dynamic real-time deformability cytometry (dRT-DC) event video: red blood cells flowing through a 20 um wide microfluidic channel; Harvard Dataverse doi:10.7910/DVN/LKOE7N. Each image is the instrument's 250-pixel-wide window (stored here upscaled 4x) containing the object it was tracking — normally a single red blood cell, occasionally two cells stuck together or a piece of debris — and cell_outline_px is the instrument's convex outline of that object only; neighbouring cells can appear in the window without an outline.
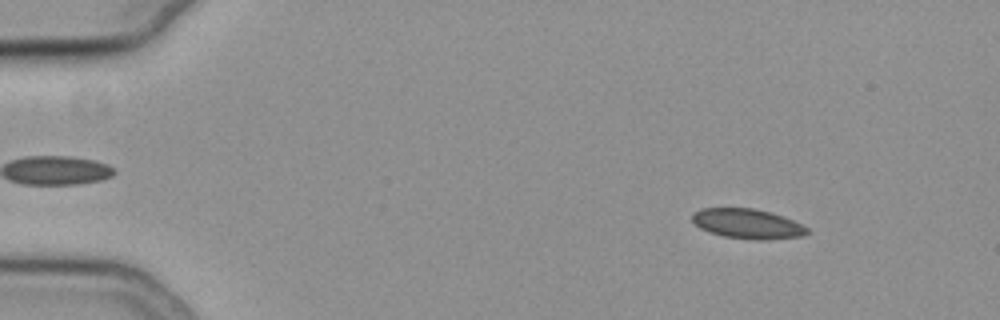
{"species": "common noctule bat (a hibernating species)", "species_latin": "Nyctalus noctula", "temperature_condition": "cold", "stored_images_in_passage": 56, "camera_frame_rate_fps": 3000, "um_per_image_px": 0.085, "animal": {"sex": "female", "body_mass_g": 19.3, "forearm_length_mm": 54.1}, "frame": {"image": 1, "passage_image": 7, "time_ms": 2.0, "image_size_px": [1000, 320], "cell_outline_px": [[808, 232], [804, 236], [764, 240], [752, 240], [724, 236], [700, 228], [692, 220], [692, 212], [700, 208], [752, 208], [772, 212], [792, 220], [808, 228]], "centroid_in_image_um": [63.53, 19.01], "position_along_channel_um": 21.5, "area_um2": 19.94}}
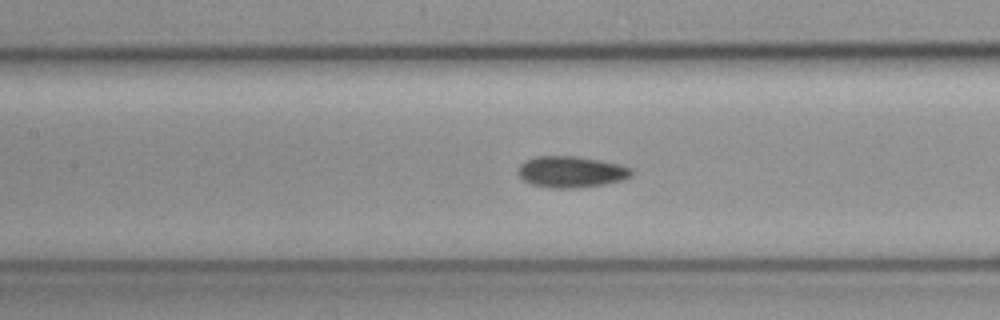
{"frame": {"image": 2, "passage_image": 26, "time_ms": 8.333, "image_size_px": [1000, 320], "cell_outline_px": [[632, 176], [624, 180], [604, 184], [580, 188], [548, 188], [532, 184], [524, 180], [516, 172], [520, 164], [524, 160], [536, 156], [576, 156], [620, 164], [632, 168]], "centroid_in_image_um": [48.54, 14.61], "position_along_channel_um": 158.9, "area_um2": 20.92}}
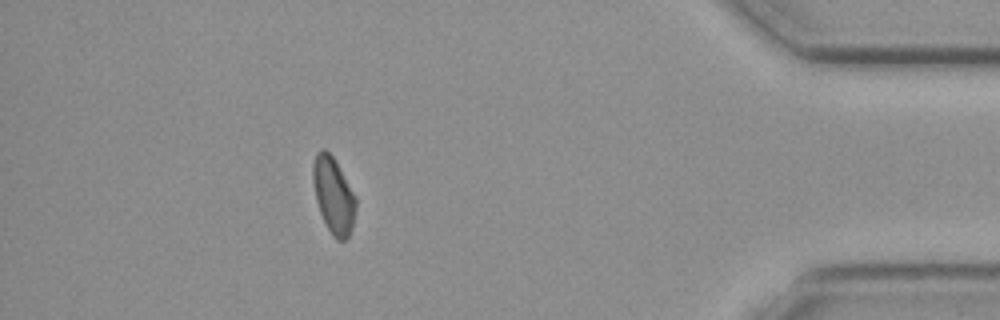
{"frame": {"image": 3, "passage_image": 50, "time_ms": 16.333, "image_size_px": [1000, 320], "cell_outline_px": [[356, 208], [352, 228], [348, 236], [344, 240], [336, 240], [332, 236], [320, 212], [316, 200], [312, 180], [312, 164], [316, 152], [324, 148], [336, 160], [356, 196]], "centroid_in_image_um": [28.34, 16.58], "position_along_channel_um": 406.9, "area_um2": 19.19}, "authors_computed_cell_mechanics": {"area_um2": 20.1144, "velocity_mm_per_s": 3.7149, "shape_relaxation_time_tau1_ms": 5.2338, "shape_relaxation_time_tau2_ms": 3.5904, "deformation_change_tau1": 0.0813, "deformation_change_tau2": 0.0637}}